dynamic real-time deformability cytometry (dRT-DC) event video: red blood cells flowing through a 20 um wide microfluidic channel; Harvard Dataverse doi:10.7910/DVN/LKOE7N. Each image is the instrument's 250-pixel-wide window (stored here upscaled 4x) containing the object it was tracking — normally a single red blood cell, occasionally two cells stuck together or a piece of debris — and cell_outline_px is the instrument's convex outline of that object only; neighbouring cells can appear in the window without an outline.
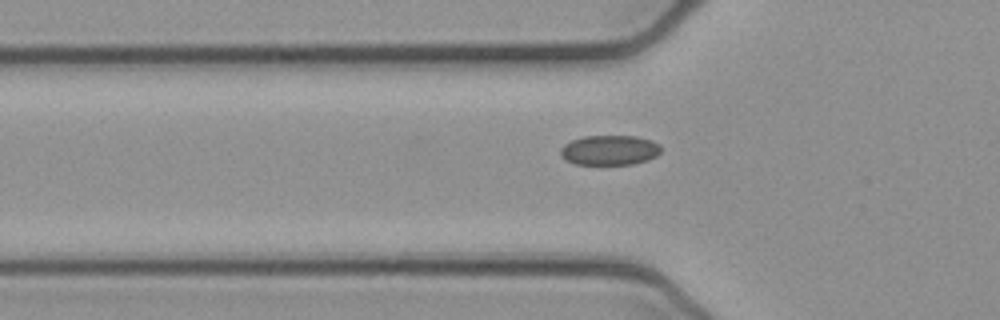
{"species": "common noctule bat (a hibernating species)", "species_latin": "Nyctalus noctula", "temperature_condition": "cold", "stored_images_in_passage": 39, "camera_frame_rate_fps": 3000, "um_per_image_px": 0.085, "animal": {"sex": "female", "body_mass_g": 21.9}, "frame": {"image": 1, "passage_image": 6, "time_ms": 1.667, "image_size_px": [1000, 320], "cell_outline_px": [[660, 152], [656, 156], [648, 160], [632, 164], [576, 164], [564, 160], [560, 156], [560, 148], [564, 144], [572, 140], [584, 136], [636, 136], [652, 140], [660, 144]], "centroid_in_image_um": [51.8, 12.76], "position_along_channel_um": 74.0, "area_um2": 17.63}}
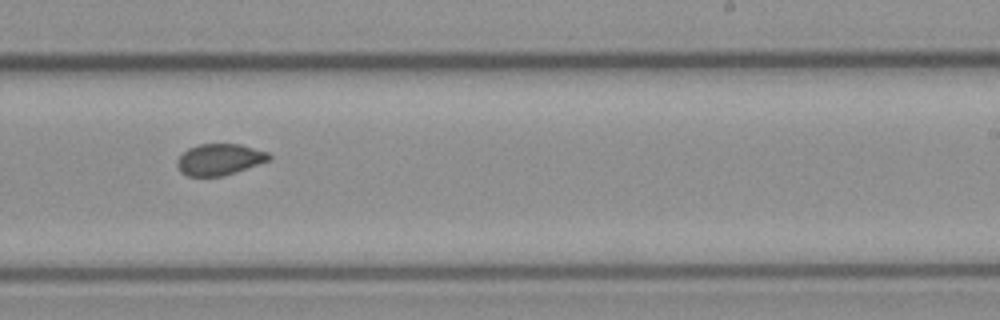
{"frame": {"image": 2, "passage_image": 21, "time_ms": 6.667, "image_size_px": [1000, 320], "cell_outline_px": [[272, 160], [224, 176], [188, 176], [180, 172], [176, 164], [176, 160], [188, 148], [200, 144], [240, 144], [268, 152], [272, 156]], "centroid_in_image_um": [18.68, 13.56], "position_along_channel_um": 270.3, "area_um2": 16.94}}
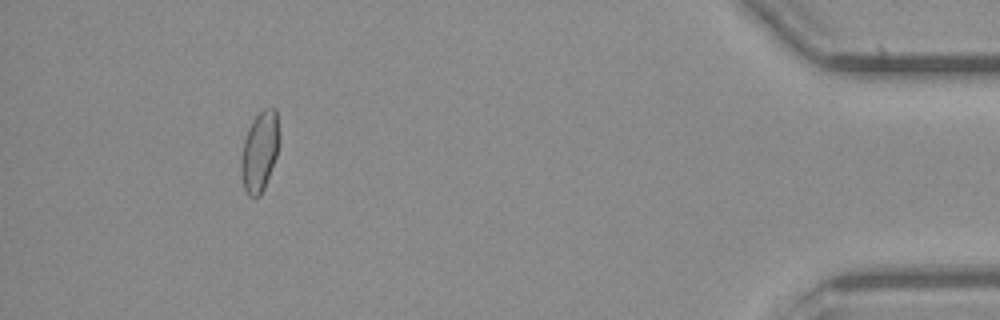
{"frame": {"image": 3, "passage_image": 37, "time_ms": 12.0, "image_size_px": [1000, 320], "cell_outline_px": [[280, 140], [276, 156], [264, 188], [260, 196], [248, 196], [244, 188], [240, 176], [240, 164], [244, 140], [248, 128], [252, 120], [264, 108], [276, 108], [280, 136]], "centroid_in_image_um": [22.07, 12.86], "position_along_channel_um": 413.1, "area_um2": 17.92}}